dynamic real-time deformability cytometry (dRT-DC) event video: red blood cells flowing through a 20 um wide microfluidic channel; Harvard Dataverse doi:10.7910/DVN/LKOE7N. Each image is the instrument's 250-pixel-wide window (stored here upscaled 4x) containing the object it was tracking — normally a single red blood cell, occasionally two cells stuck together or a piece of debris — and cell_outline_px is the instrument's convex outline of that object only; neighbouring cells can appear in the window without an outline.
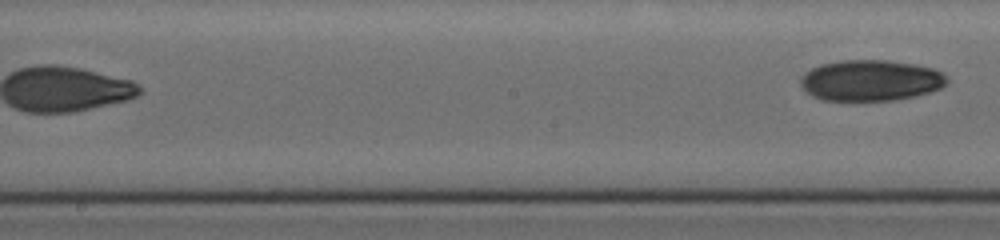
{"species": "human", "species_latin": "Homo sapiens", "temperature_condition": "cold", "stored_images_in_passage": 23, "segment_of_instrument_passage": [2, 2], "camera_frame_rate_fps": 3000, "um_per_image_px": 0.085, "donor": {"sex": "female"}, "frame": {"image": 1, "passage_image": 23, "time_ms": 12.0, "image_size_px": [1000, 240], "cell_outline_px": [[948, 84], [940, 88], [928, 92], [896, 100], [824, 100], [812, 96], [800, 84], [800, 80], [812, 68], [824, 64], [840, 60], [888, 60], [936, 68], [948, 80]], "centroid_in_image_um": [74.04, 6.83], "position_along_channel_um": 174.2, "area_um2": 34.56}}